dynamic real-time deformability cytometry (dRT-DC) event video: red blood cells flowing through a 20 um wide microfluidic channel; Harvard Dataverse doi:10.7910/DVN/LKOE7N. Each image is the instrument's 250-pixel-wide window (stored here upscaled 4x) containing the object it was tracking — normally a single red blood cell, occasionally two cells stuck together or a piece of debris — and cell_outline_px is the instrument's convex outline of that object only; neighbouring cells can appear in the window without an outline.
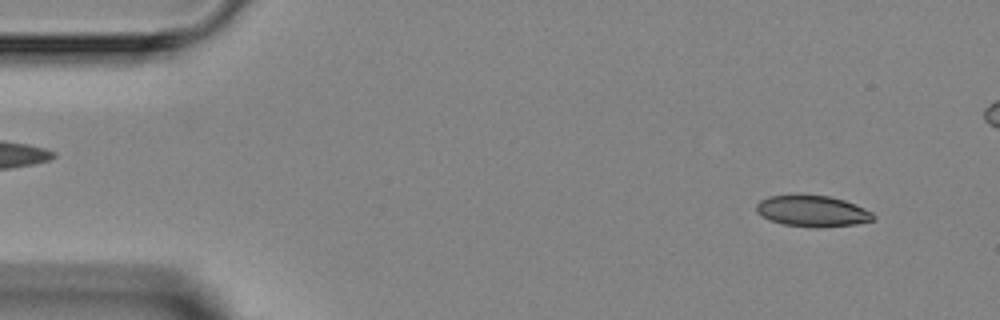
{"species": "Egyptian fruit bat (a non-hibernating species)", "species_latin": "Rousettus aegyptiacus", "temperature_condition": "room temperature", "stored_images_in_passage": 7, "camera_frame_rate_fps": 3000, "um_per_image_px": 0.085, "animal": {"sex": "female"}, "frame": {"image": 1, "passage_image": 1, "time_ms": 0.0, "image_size_px": [1000, 320], "cell_outline_px": [[876, 220], [856, 224], [820, 228], [812, 228], [784, 224], [772, 220], [756, 212], [756, 204], [760, 200], [768, 196], [828, 196], [844, 200], [864, 208], [872, 212], [876, 216]], "centroid_in_image_um": [69.1, 17.97], "position_along_channel_um": 15.9, "area_um2": 21.04}}
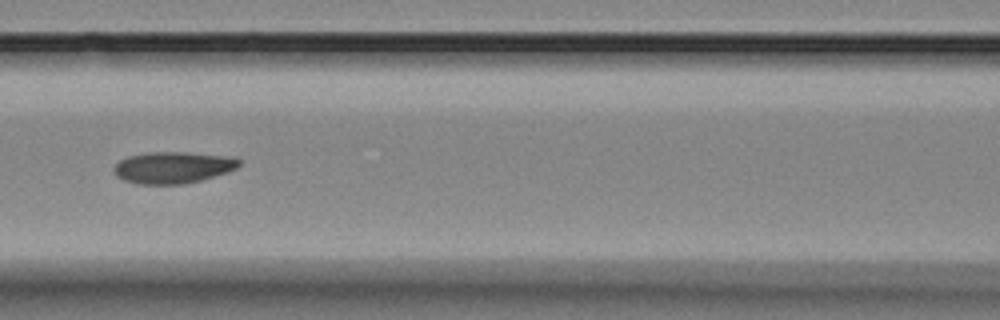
{"frame": {"image": 2, "passage_image": 6, "time_ms": 5.667, "image_size_px": [1000, 320], "cell_outline_px": [[240, 164], [236, 168], [228, 172], [200, 180], [180, 184], [136, 184], [124, 180], [116, 176], [112, 168], [120, 160], [128, 156], [152, 152], [184, 152], [236, 156], [240, 160]], "centroid_in_image_um": [14.71, 14.23], "position_along_channel_um": 151.9, "area_um2": 23.18}}
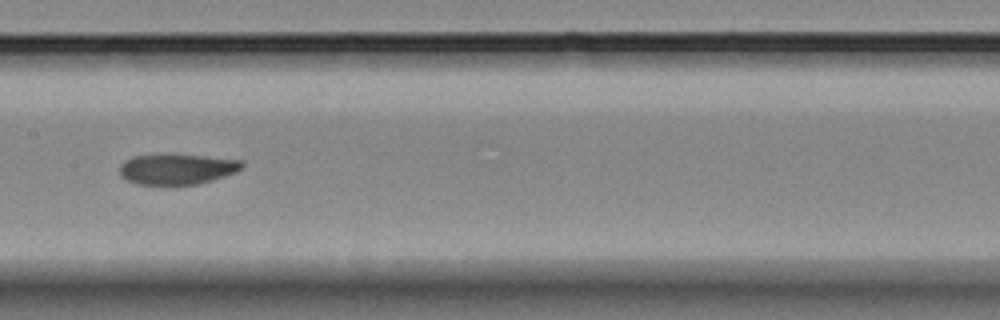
{"frame": {"image": 3, "passage_image": 7, "time_ms": 6.667, "image_size_px": [1000, 320], "cell_outline_px": [[244, 164], [236, 172], [200, 184], [172, 188], [168, 188], [136, 184], [120, 176], [120, 164], [124, 160], [136, 156], [204, 156], [240, 160]], "centroid_in_image_um": [15.0, 14.46], "position_along_channel_um": 192.4, "area_um2": 22.08}}